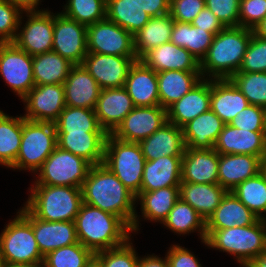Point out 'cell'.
I'll return each instance as SVG.
<instances>
[{
  "label": "cell",
  "instance_id": "f546056e",
  "mask_svg": "<svg viewBox=\"0 0 266 267\" xmlns=\"http://www.w3.org/2000/svg\"><path fill=\"white\" fill-rule=\"evenodd\" d=\"M258 219L231 191H228L206 221V230L248 226Z\"/></svg>",
  "mask_w": 266,
  "mask_h": 267
},
{
  "label": "cell",
  "instance_id": "30bf717a",
  "mask_svg": "<svg viewBox=\"0 0 266 267\" xmlns=\"http://www.w3.org/2000/svg\"><path fill=\"white\" fill-rule=\"evenodd\" d=\"M0 76L22 100L35 86L32 56L13 42L0 43Z\"/></svg>",
  "mask_w": 266,
  "mask_h": 267
},
{
  "label": "cell",
  "instance_id": "d4e9b609",
  "mask_svg": "<svg viewBox=\"0 0 266 267\" xmlns=\"http://www.w3.org/2000/svg\"><path fill=\"white\" fill-rule=\"evenodd\" d=\"M124 88L135 107L160 105L157 72L146 67L140 60L130 67Z\"/></svg>",
  "mask_w": 266,
  "mask_h": 267
},
{
  "label": "cell",
  "instance_id": "83f0119b",
  "mask_svg": "<svg viewBox=\"0 0 266 267\" xmlns=\"http://www.w3.org/2000/svg\"><path fill=\"white\" fill-rule=\"evenodd\" d=\"M183 156H163L156 160H146L141 192H151L181 183V168Z\"/></svg>",
  "mask_w": 266,
  "mask_h": 267
},
{
  "label": "cell",
  "instance_id": "b9f144b4",
  "mask_svg": "<svg viewBox=\"0 0 266 267\" xmlns=\"http://www.w3.org/2000/svg\"><path fill=\"white\" fill-rule=\"evenodd\" d=\"M231 192L259 219L266 218V178L262 171L238 184Z\"/></svg>",
  "mask_w": 266,
  "mask_h": 267
},
{
  "label": "cell",
  "instance_id": "f1b7e54d",
  "mask_svg": "<svg viewBox=\"0 0 266 267\" xmlns=\"http://www.w3.org/2000/svg\"><path fill=\"white\" fill-rule=\"evenodd\" d=\"M106 132L57 133V146L80 156L92 166L103 163Z\"/></svg>",
  "mask_w": 266,
  "mask_h": 267
},
{
  "label": "cell",
  "instance_id": "1f68e13d",
  "mask_svg": "<svg viewBox=\"0 0 266 267\" xmlns=\"http://www.w3.org/2000/svg\"><path fill=\"white\" fill-rule=\"evenodd\" d=\"M202 80L200 71L157 72L160 106L168 109Z\"/></svg>",
  "mask_w": 266,
  "mask_h": 267
},
{
  "label": "cell",
  "instance_id": "ab89813d",
  "mask_svg": "<svg viewBox=\"0 0 266 267\" xmlns=\"http://www.w3.org/2000/svg\"><path fill=\"white\" fill-rule=\"evenodd\" d=\"M106 18L135 35L151 17L132 0H106Z\"/></svg>",
  "mask_w": 266,
  "mask_h": 267
},
{
  "label": "cell",
  "instance_id": "7dc6e473",
  "mask_svg": "<svg viewBox=\"0 0 266 267\" xmlns=\"http://www.w3.org/2000/svg\"><path fill=\"white\" fill-rule=\"evenodd\" d=\"M239 72H266V39L252 34Z\"/></svg>",
  "mask_w": 266,
  "mask_h": 267
},
{
  "label": "cell",
  "instance_id": "8992f818",
  "mask_svg": "<svg viewBox=\"0 0 266 267\" xmlns=\"http://www.w3.org/2000/svg\"><path fill=\"white\" fill-rule=\"evenodd\" d=\"M146 159L139 143L125 142L107 135L104 161L116 177L135 196L141 192L142 175Z\"/></svg>",
  "mask_w": 266,
  "mask_h": 267
},
{
  "label": "cell",
  "instance_id": "816d5d0a",
  "mask_svg": "<svg viewBox=\"0 0 266 267\" xmlns=\"http://www.w3.org/2000/svg\"><path fill=\"white\" fill-rule=\"evenodd\" d=\"M266 17V0H240L239 26L254 29Z\"/></svg>",
  "mask_w": 266,
  "mask_h": 267
},
{
  "label": "cell",
  "instance_id": "6da1fadb",
  "mask_svg": "<svg viewBox=\"0 0 266 267\" xmlns=\"http://www.w3.org/2000/svg\"><path fill=\"white\" fill-rule=\"evenodd\" d=\"M83 203L120 217L131 233L139 231L136 196L103 163L90 167L82 185Z\"/></svg>",
  "mask_w": 266,
  "mask_h": 267
},
{
  "label": "cell",
  "instance_id": "836d02e7",
  "mask_svg": "<svg viewBox=\"0 0 266 267\" xmlns=\"http://www.w3.org/2000/svg\"><path fill=\"white\" fill-rule=\"evenodd\" d=\"M173 25L174 19L170 13L150 18L145 26L133 35L137 59L139 60L149 50L170 42Z\"/></svg>",
  "mask_w": 266,
  "mask_h": 267
},
{
  "label": "cell",
  "instance_id": "277c9868",
  "mask_svg": "<svg viewBox=\"0 0 266 267\" xmlns=\"http://www.w3.org/2000/svg\"><path fill=\"white\" fill-rule=\"evenodd\" d=\"M24 206L44 221H75L83 203L82 189L69 186L31 185Z\"/></svg>",
  "mask_w": 266,
  "mask_h": 267
},
{
  "label": "cell",
  "instance_id": "6125c7cd",
  "mask_svg": "<svg viewBox=\"0 0 266 267\" xmlns=\"http://www.w3.org/2000/svg\"><path fill=\"white\" fill-rule=\"evenodd\" d=\"M86 267H103L102 263L93 256L92 259L87 263Z\"/></svg>",
  "mask_w": 266,
  "mask_h": 267
},
{
  "label": "cell",
  "instance_id": "db71d44e",
  "mask_svg": "<svg viewBox=\"0 0 266 267\" xmlns=\"http://www.w3.org/2000/svg\"><path fill=\"white\" fill-rule=\"evenodd\" d=\"M166 258L169 267H202L198 258L189 249L187 250L178 243L170 246Z\"/></svg>",
  "mask_w": 266,
  "mask_h": 267
},
{
  "label": "cell",
  "instance_id": "d6986e66",
  "mask_svg": "<svg viewBox=\"0 0 266 267\" xmlns=\"http://www.w3.org/2000/svg\"><path fill=\"white\" fill-rule=\"evenodd\" d=\"M135 108L124 87L101 89L94 108L98 122L107 134H112Z\"/></svg>",
  "mask_w": 266,
  "mask_h": 267
},
{
  "label": "cell",
  "instance_id": "e0dca14e",
  "mask_svg": "<svg viewBox=\"0 0 266 267\" xmlns=\"http://www.w3.org/2000/svg\"><path fill=\"white\" fill-rule=\"evenodd\" d=\"M137 57L87 53L82 65L101 89L124 87L130 67Z\"/></svg>",
  "mask_w": 266,
  "mask_h": 267
},
{
  "label": "cell",
  "instance_id": "11a10c76",
  "mask_svg": "<svg viewBox=\"0 0 266 267\" xmlns=\"http://www.w3.org/2000/svg\"><path fill=\"white\" fill-rule=\"evenodd\" d=\"M191 24L195 27L211 32L213 35H216L225 28L216 15L207 7L200 11Z\"/></svg>",
  "mask_w": 266,
  "mask_h": 267
},
{
  "label": "cell",
  "instance_id": "bcb514c9",
  "mask_svg": "<svg viewBox=\"0 0 266 267\" xmlns=\"http://www.w3.org/2000/svg\"><path fill=\"white\" fill-rule=\"evenodd\" d=\"M129 238L124 244L94 254L103 267H137L139 256Z\"/></svg>",
  "mask_w": 266,
  "mask_h": 267
},
{
  "label": "cell",
  "instance_id": "5bb4252c",
  "mask_svg": "<svg viewBox=\"0 0 266 267\" xmlns=\"http://www.w3.org/2000/svg\"><path fill=\"white\" fill-rule=\"evenodd\" d=\"M26 120L54 123L66 107L63 84L35 85L22 99Z\"/></svg>",
  "mask_w": 266,
  "mask_h": 267
},
{
  "label": "cell",
  "instance_id": "91938a15",
  "mask_svg": "<svg viewBox=\"0 0 266 267\" xmlns=\"http://www.w3.org/2000/svg\"><path fill=\"white\" fill-rule=\"evenodd\" d=\"M248 267H266V250L255 257L249 264Z\"/></svg>",
  "mask_w": 266,
  "mask_h": 267
},
{
  "label": "cell",
  "instance_id": "3957f363",
  "mask_svg": "<svg viewBox=\"0 0 266 267\" xmlns=\"http://www.w3.org/2000/svg\"><path fill=\"white\" fill-rule=\"evenodd\" d=\"M78 242L94 254L124 244L131 228L118 216L82 203L75 219Z\"/></svg>",
  "mask_w": 266,
  "mask_h": 267
},
{
  "label": "cell",
  "instance_id": "681fc988",
  "mask_svg": "<svg viewBox=\"0 0 266 267\" xmlns=\"http://www.w3.org/2000/svg\"><path fill=\"white\" fill-rule=\"evenodd\" d=\"M229 124L248 131H266L265 110L261 106L249 104Z\"/></svg>",
  "mask_w": 266,
  "mask_h": 267
},
{
  "label": "cell",
  "instance_id": "94428289",
  "mask_svg": "<svg viewBox=\"0 0 266 267\" xmlns=\"http://www.w3.org/2000/svg\"><path fill=\"white\" fill-rule=\"evenodd\" d=\"M253 33L260 38L266 39V17L254 27Z\"/></svg>",
  "mask_w": 266,
  "mask_h": 267
},
{
  "label": "cell",
  "instance_id": "2e32d148",
  "mask_svg": "<svg viewBox=\"0 0 266 267\" xmlns=\"http://www.w3.org/2000/svg\"><path fill=\"white\" fill-rule=\"evenodd\" d=\"M18 211L31 223L43 257L55 249L78 243L75 221H44L36 218L25 206Z\"/></svg>",
  "mask_w": 266,
  "mask_h": 267
},
{
  "label": "cell",
  "instance_id": "5b68a950",
  "mask_svg": "<svg viewBox=\"0 0 266 267\" xmlns=\"http://www.w3.org/2000/svg\"><path fill=\"white\" fill-rule=\"evenodd\" d=\"M202 243L208 248L233 255L239 265H248L266 250L264 219L243 227L206 230V240Z\"/></svg>",
  "mask_w": 266,
  "mask_h": 267
},
{
  "label": "cell",
  "instance_id": "52a82bcc",
  "mask_svg": "<svg viewBox=\"0 0 266 267\" xmlns=\"http://www.w3.org/2000/svg\"><path fill=\"white\" fill-rule=\"evenodd\" d=\"M57 147V132L54 123L36 122L23 117L20 150L13 170H28L33 174Z\"/></svg>",
  "mask_w": 266,
  "mask_h": 267
},
{
  "label": "cell",
  "instance_id": "60d3db41",
  "mask_svg": "<svg viewBox=\"0 0 266 267\" xmlns=\"http://www.w3.org/2000/svg\"><path fill=\"white\" fill-rule=\"evenodd\" d=\"M57 133L105 132L100 126L95 111L67 106L54 122Z\"/></svg>",
  "mask_w": 266,
  "mask_h": 267
},
{
  "label": "cell",
  "instance_id": "8fae6325",
  "mask_svg": "<svg viewBox=\"0 0 266 267\" xmlns=\"http://www.w3.org/2000/svg\"><path fill=\"white\" fill-rule=\"evenodd\" d=\"M23 13L26 14L27 21L22 26ZM23 13L13 43L30 56L52 51L54 13L45 8L43 11Z\"/></svg>",
  "mask_w": 266,
  "mask_h": 267
},
{
  "label": "cell",
  "instance_id": "74e56055",
  "mask_svg": "<svg viewBox=\"0 0 266 267\" xmlns=\"http://www.w3.org/2000/svg\"><path fill=\"white\" fill-rule=\"evenodd\" d=\"M213 34L191 23L174 21L170 42L185 48L199 62L206 56L213 40Z\"/></svg>",
  "mask_w": 266,
  "mask_h": 267
},
{
  "label": "cell",
  "instance_id": "4dcf8cb0",
  "mask_svg": "<svg viewBox=\"0 0 266 267\" xmlns=\"http://www.w3.org/2000/svg\"><path fill=\"white\" fill-rule=\"evenodd\" d=\"M224 125L211 109L200 114L182 128L186 148L213 149Z\"/></svg>",
  "mask_w": 266,
  "mask_h": 267
},
{
  "label": "cell",
  "instance_id": "6f0895ef",
  "mask_svg": "<svg viewBox=\"0 0 266 267\" xmlns=\"http://www.w3.org/2000/svg\"><path fill=\"white\" fill-rule=\"evenodd\" d=\"M137 267H169L168 260L166 258H161L157 255H147L142 256V258L139 256Z\"/></svg>",
  "mask_w": 266,
  "mask_h": 267
},
{
  "label": "cell",
  "instance_id": "7c38bea8",
  "mask_svg": "<svg viewBox=\"0 0 266 267\" xmlns=\"http://www.w3.org/2000/svg\"><path fill=\"white\" fill-rule=\"evenodd\" d=\"M88 53L136 57L133 35L105 18L87 26Z\"/></svg>",
  "mask_w": 266,
  "mask_h": 267
},
{
  "label": "cell",
  "instance_id": "e7e4bbea",
  "mask_svg": "<svg viewBox=\"0 0 266 267\" xmlns=\"http://www.w3.org/2000/svg\"><path fill=\"white\" fill-rule=\"evenodd\" d=\"M261 171L263 172L265 178H266V160L263 161Z\"/></svg>",
  "mask_w": 266,
  "mask_h": 267
},
{
  "label": "cell",
  "instance_id": "603a6c76",
  "mask_svg": "<svg viewBox=\"0 0 266 267\" xmlns=\"http://www.w3.org/2000/svg\"><path fill=\"white\" fill-rule=\"evenodd\" d=\"M263 160L247 154H219L218 184L231 191L246 179L261 172Z\"/></svg>",
  "mask_w": 266,
  "mask_h": 267
},
{
  "label": "cell",
  "instance_id": "9c48e42d",
  "mask_svg": "<svg viewBox=\"0 0 266 267\" xmlns=\"http://www.w3.org/2000/svg\"><path fill=\"white\" fill-rule=\"evenodd\" d=\"M91 166L84 158L57 146L34 174L37 176L32 185L82 188Z\"/></svg>",
  "mask_w": 266,
  "mask_h": 267
},
{
  "label": "cell",
  "instance_id": "9a60e30c",
  "mask_svg": "<svg viewBox=\"0 0 266 267\" xmlns=\"http://www.w3.org/2000/svg\"><path fill=\"white\" fill-rule=\"evenodd\" d=\"M167 122V110L158 106L135 107L111 134L118 140L139 143Z\"/></svg>",
  "mask_w": 266,
  "mask_h": 267
},
{
  "label": "cell",
  "instance_id": "4fadbf2b",
  "mask_svg": "<svg viewBox=\"0 0 266 267\" xmlns=\"http://www.w3.org/2000/svg\"><path fill=\"white\" fill-rule=\"evenodd\" d=\"M52 51L74 65H81L88 53L87 26L61 12L55 13Z\"/></svg>",
  "mask_w": 266,
  "mask_h": 267
},
{
  "label": "cell",
  "instance_id": "d590c367",
  "mask_svg": "<svg viewBox=\"0 0 266 267\" xmlns=\"http://www.w3.org/2000/svg\"><path fill=\"white\" fill-rule=\"evenodd\" d=\"M35 85L63 84L74 66L54 51L32 56Z\"/></svg>",
  "mask_w": 266,
  "mask_h": 267
},
{
  "label": "cell",
  "instance_id": "f5cc1de1",
  "mask_svg": "<svg viewBox=\"0 0 266 267\" xmlns=\"http://www.w3.org/2000/svg\"><path fill=\"white\" fill-rule=\"evenodd\" d=\"M205 7V0H170L169 13L174 21L191 23Z\"/></svg>",
  "mask_w": 266,
  "mask_h": 267
},
{
  "label": "cell",
  "instance_id": "ffe728a7",
  "mask_svg": "<svg viewBox=\"0 0 266 267\" xmlns=\"http://www.w3.org/2000/svg\"><path fill=\"white\" fill-rule=\"evenodd\" d=\"M219 153L214 149L186 148L182 157L181 182L218 183Z\"/></svg>",
  "mask_w": 266,
  "mask_h": 267
},
{
  "label": "cell",
  "instance_id": "ac0fdd59",
  "mask_svg": "<svg viewBox=\"0 0 266 267\" xmlns=\"http://www.w3.org/2000/svg\"><path fill=\"white\" fill-rule=\"evenodd\" d=\"M214 150L219 154H247L266 160V131H248L225 124Z\"/></svg>",
  "mask_w": 266,
  "mask_h": 267
},
{
  "label": "cell",
  "instance_id": "003e7915",
  "mask_svg": "<svg viewBox=\"0 0 266 267\" xmlns=\"http://www.w3.org/2000/svg\"><path fill=\"white\" fill-rule=\"evenodd\" d=\"M264 110H265V124H266V107L264 108Z\"/></svg>",
  "mask_w": 266,
  "mask_h": 267
},
{
  "label": "cell",
  "instance_id": "9f6ffc18",
  "mask_svg": "<svg viewBox=\"0 0 266 267\" xmlns=\"http://www.w3.org/2000/svg\"><path fill=\"white\" fill-rule=\"evenodd\" d=\"M151 18L165 15L170 11V0H132Z\"/></svg>",
  "mask_w": 266,
  "mask_h": 267
},
{
  "label": "cell",
  "instance_id": "44dd1931",
  "mask_svg": "<svg viewBox=\"0 0 266 267\" xmlns=\"http://www.w3.org/2000/svg\"><path fill=\"white\" fill-rule=\"evenodd\" d=\"M211 79H202L187 94L167 109V121L183 128L210 109Z\"/></svg>",
  "mask_w": 266,
  "mask_h": 267
},
{
  "label": "cell",
  "instance_id": "f6af8a7d",
  "mask_svg": "<svg viewBox=\"0 0 266 267\" xmlns=\"http://www.w3.org/2000/svg\"><path fill=\"white\" fill-rule=\"evenodd\" d=\"M230 80L247 98L250 105L266 107V72H236Z\"/></svg>",
  "mask_w": 266,
  "mask_h": 267
},
{
  "label": "cell",
  "instance_id": "c3c4849f",
  "mask_svg": "<svg viewBox=\"0 0 266 267\" xmlns=\"http://www.w3.org/2000/svg\"><path fill=\"white\" fill-rule=\"evenodd\" d=\"M22 13L9 0H0V43L15 40Z\"/></svg>",
  "mask_w": 266,
  "mask_h": 267
},
{
  "label": "cell",
  "instance_id": "be15d7a7",
  "mask_svg": "<svg viewBox=\"0 0 266 267\" xmlns=\"http://www.w3.org/2000/svg\"><path fill=\"white\" fill-rule=\"evenodd\" d=\"M4 267H42V265H10V264H5Z\"/></svg>",
  "mask_w": 266,
  "mask_h": 267
},
{
  "label": "cell",
  "instance_id": "ba28073f",
  "mask_svg": "<svg viewBox=\"0 0 266 267\" xmlns=\"http://www.w3.org/2000/svg\"><path fill=\"white\" fill-rule=\"evenodd\" d=\"M0 234V252L5 264L42 265V256L31 223L18 211Z\"/></svg>",
  "mask_w": 266,
  "mask_h": 267
},
{
  "label": "cell",
  "instance_id": "4316f807",
  "mask_svg": "<svg viewBox=\"0 0 266 267\" xmlns=\"http://www.w3.org/2000/svg\"><path fill=\"white\" fill-rule=\"evenodd\" d=\"M249 105L247 98L230 79H211L210 109L229 124Z\"/></svg>",
  "mask_w": 266,
  "mask_h": 267
},
{
  "label": "cell",
  "instance_id": "d6a6232c",
  "mask_svg": "<svg viewBox=\"0 0 266 267\" xmlns=\"http://www.w3.org/2000/svg\"><path fill=\"white\" fill-rule=\"evenodd\" d=\"M227 192L218 183L197 184L181 182L179 185L180 199L190 204L205 221L214 213Z\"/></svg>",
  "mask_w": 266,
  "mask_h": 267
},
{
  "label": "cell",
  "instance_id": "484cf974",
  "mask_svg": "<svg viewBox=\"0 0 266 267\" xmlns=\"http://www.w3.org/2000/svg\"><path fill=\"white\" fill-rule=\"evenodd\" d=\"M139 145L146 160L183 156L186 149L183 129L168 121L152 135L141 140Z\"/></svg>",
  "mask_w": 266,
  "mask_h": 267
},
{
  "label": "cell",
  "instance_id": "e575fe53",
  "mask_svg": "<svg viewBox=\"0 0 266 267\" xmlns=\"http://www.w3.org/2000/svg\"><path fill=\"white\" fill-rule=\"evenodd\" d=\"M179 198V186H171L151 192H140L136 196V202L140 201L144 220L162 224Z\"/></svg>",
  "mask_w": 266,
  "mask_h": 267
},
{
  "label": "cell",
  "instance_id": "03108f58",
  "mask_svg": "<svg viewBox=\"0 0 266 267\" xmlns=\"http://www.w3.org/2000/svg\"><path fill=\"white\" fill-rule=\"evenodd\" d=\"M4 266H5V262L0 252V267H4Z\"/></svg>",
  "mask_w": 266,
  "mask_h": 267
},
{
  "label": "cell",
  "instance_id": "ee69618b",
  "mask_svg": "<svg viewBox=\"0 0 266 267\" xmlns=\"http://www.w3.org/2000/svg\"><path fill=\"white\" fill-rule=\"evenodd\" d=\"M61 13L88 26L106 18V0H68Z\"/></svg>",
  "mask_w": 266,
  "mask_h": 267
},
{
  "label": "cell",
  "instance_id": "680465c9",
  "mask_svg": "<svg viewBox=\"0 0 266 267\" xmlns=\"http://www.w3.org/2000/svg\"><path fill=\"white\" fill-rule=\"evenodd\" d=\"M9 1L13 3L16 7H18L22 12L43 11V9L38 8L39 4H41L40 2H42L41 0H9Z\"/></svg>",
  "mask_w": 266,
  "mask_h": 267
},
{
  "label": "cell",
  "instance_id": "f35d334b",
  "mask_svg": "<svg viewBox=\"0 0 266 267\" xmlns=\"http://www.w3.org/2000/svg\"><path fill=\"white\" fill-rule=\"evenodd\" d=\"M23 116L0 110V165L10 168L16 161L22 138Z\"/></svg>",
  "mask_w": 266,
  "mask_h": 267
},
{
  "label": "cell",
  "instance_id": "7402d4cb",
  "mask_svg": "<svg viewBox=\"0 0 266 267\" xmlns=\"http://www.w3.org/2000/svg\"><path fill=\"white\" fill-rule=\"evenodd\" d=\"M139 60L155 72L168 70L200 71V62L185 48L172 42L149 50Z\"/></svg>",
  "mask_w": 266,
  "mask_h": 267
},
{
  "label": "cell",
  "instance_id": "8d00e7d4",
  "mask_svg": "<svg viewBox=\"0 0 266 267\" xmlns=\"http://www.w3.org/2000/svg\"><path fill=\"white\" fill-rule=\"evenodd\" d=\"M162 224L174 234L183 236L196 231L200 235L201 242L206 240L205 219L190 204L180 198Z\"/></svg>",
  "mask_w": 266,
  "mask_h": 267
},
{
  "label": "cell",
  "instance_id": "f907efd6",
  "mask_svg": "<svg viewBox=\"0 0 266 267\" xmlns=\"http://www.w3.org/2000/svg\"><path fill=\"white\" fill-rule=\"evenodd\" d=\"M205 4L225 27L239 26L240 0H205Z\"/></svg>",
  "mask_w": 266,
  "mask_h": 267
},
{
  "label": "cell",
  "instance_id": "cb8c5ba5",
  "mask_svg": "<svg viewBox=\"0 0 266 267\" xmlns=\"http://www.w3.org/2000/svg\"><path fill=\"white\" fill-rule=\"evenodd\" d=\"M63 86L67 106L94 110L101 87L82 64L71 68Z\"/></svg>",
  "mask_w": 266,
  "mask_h": 267
},
{
  "label": "cell",
  "instance_id": "7bdbcfd3",
  "mask_svg": "<svg viewBox=\"0 0 266 267\" xmlns=\"http://www.w3.org/2000/svg\"><path fill=\"white\" fill-rule=\"evenodd\" d=\"M93 256L90 249L78 242L48 253L42 267H86Z\"/></svg>",
  "mask_w": 266,
  "mask_h": 267
},
{
  "label": "cell",
  "instance_id": "7a4b0ae2",
  "mask_svg": "<svg viewBox=\"0 0 266 267\" xmlns=\"http://www.w3.org/2000/svg\"><path fill=\"white\" fill-rule=\"evenodd\" d=\"M253 29L225 27L213 36L206 56L200 62L202 79H230L239 71Z\"/></svg>",
  "mask_w": 266,
  "mask_h": 267
}]
</instances>
